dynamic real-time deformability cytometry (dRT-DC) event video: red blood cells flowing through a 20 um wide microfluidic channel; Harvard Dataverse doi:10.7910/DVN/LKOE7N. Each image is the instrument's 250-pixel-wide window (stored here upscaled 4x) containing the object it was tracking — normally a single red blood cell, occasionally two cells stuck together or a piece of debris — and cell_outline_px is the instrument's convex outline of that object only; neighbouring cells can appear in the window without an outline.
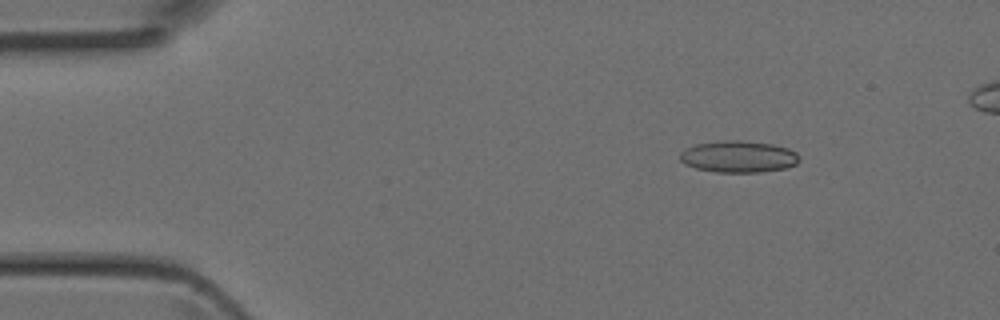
{"species": "Egyptian fruit bat (a non-hibernating species)", "species_latin": "Rousettus aegyptiacus", "temperature_condition": "room temperature", "stored_images_in_passage": 3, "camera_frame_rate_fps": 3000, "um_per_image_px": 0.085, "animal": {"sex": "female"}, "frame": {"image": 1, "passage_image": 1, "time_ms": 0.0, "image_size_px": [1000, 320], "cell_outline_px": [[800, 160], [796, 164], [788, 168], [760, 172], [716, 172], [696, 168], [684, 164], [680, 160], [680, 152], [684, 148], [696, 144], [716, 140], [744, 140], [772, 144], [788, 148], [796, 152], [800, 156]], "centroid_in_image_um": [62.77, 13.3], "position_along_channel_um": 22.2, "area_um2": 22.43}}